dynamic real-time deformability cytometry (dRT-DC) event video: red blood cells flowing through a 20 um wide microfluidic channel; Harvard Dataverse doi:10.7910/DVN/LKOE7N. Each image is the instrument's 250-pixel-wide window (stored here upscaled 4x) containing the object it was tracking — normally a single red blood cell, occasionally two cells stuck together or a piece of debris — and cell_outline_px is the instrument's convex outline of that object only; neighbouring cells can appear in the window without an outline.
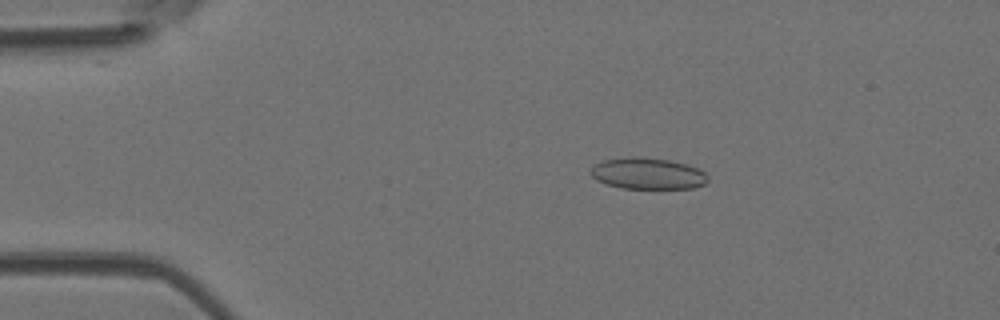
{"species": "Egyptian fruit bat (a non-hibernating species)", "species_latin": "Rousettus aegyptiacus", "temperature_condition": "room temperature", "stored_images_in_passage": 46, "camera_frame_rate_fps": 3000, "um_per_image_px": 0.085, "animal": {"sex": "female"}, "frame": {"image": 1, "passage_image": 10, "time_ms": 3.0, "image_size_px": [1000, 320], "cell_outline_px": [[708, 180], [704, 184], [692, 188], [620, 188], [596, 180], [592, 176], [592, 164], [604, 160], [632, 156], [636, 156], [668, 160], [688, 164], [704, 172], [708, 176]], "centroid_in_image_um": [55.05, 14.74], "position_along_channel_um": 30.0, "area_um2": 21.33}}
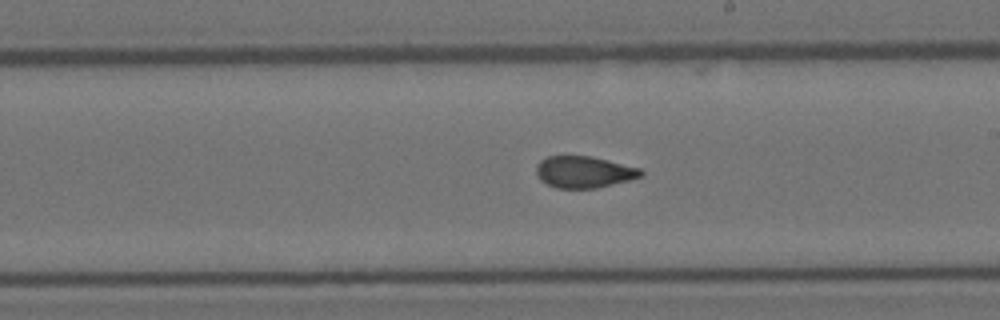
{"frame": {"image": 2, "passage_image": 30, "time_ms": 9.667, "image_size_px": [1000, 320], "cell_outline_px": [[644, 172], [640, 176], [628, 180], [596, 188], [556, 188], [540, 180], [536, 172], [536, 164], [540, 160], [548, 156], [592, 156], [640, 168]], "centroid_in_image_um": [49.6, 14.61], "position_along_channel_um": 239.4, "area_um2": 19.19}}
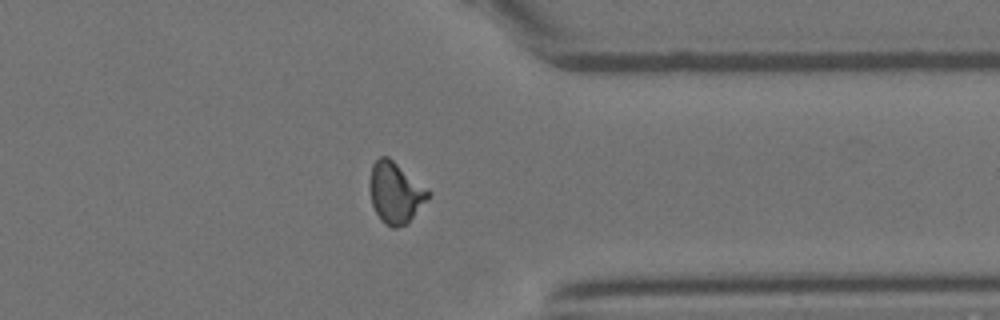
{"frame": {"image": 3, "passage_image": 41, "time_ms": 13.333, "image_size_px": [1000, 320], "cell_outline_px": [[432, 192], [408, 224], [396, 228], [392, 228], [384, 224], [380, 220], [372, 204], [368, 188], [368, 184], [372, 164], [380, 156], [388, 156]], "centroid_in_image_um": [33.58, 16.39], "position_along_channel_um": 377.8, "area_um2": 21.04}, "authors_computed_cell_mechanics": {"area_um2": 19.9121, "velocity_mm_per_s": 3.9385, "shape_relaxation_time_tau1_ms": 7.1109, "shape_relaxation_time_tau2_ms": 1.1628, "deformation_change_tau1": 0.149, "deformation_change_tau2": 0.0377}}